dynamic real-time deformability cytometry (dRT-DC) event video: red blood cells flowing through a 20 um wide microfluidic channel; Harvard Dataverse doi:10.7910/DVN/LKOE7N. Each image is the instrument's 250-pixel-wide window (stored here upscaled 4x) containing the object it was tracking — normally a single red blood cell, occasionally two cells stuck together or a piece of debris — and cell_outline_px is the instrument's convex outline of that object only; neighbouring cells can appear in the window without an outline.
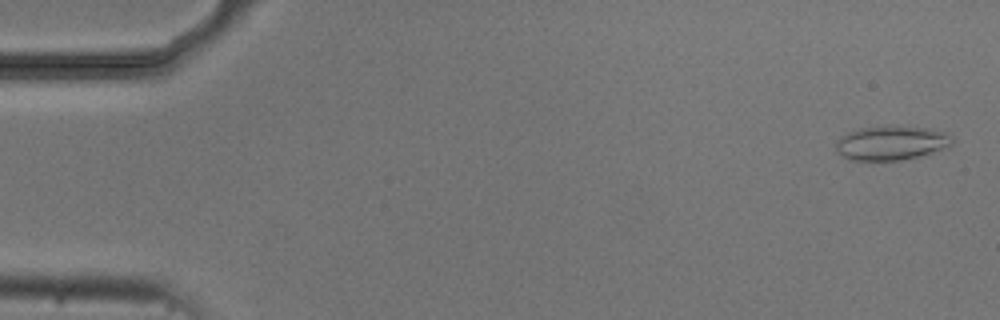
{"species": "common noctule bat (a hibernating species)", "species_latin": "Nyctalus noctula", "temperature_condition": "cold", "stored_images_in_passage": 13, "camera_frame_rate_fps": 3000, "um_per_image_px": 0.085, "animal": {"sex": "male", "body_mass_g": 20.5, "forearm_length_mm": 52.5}, "frame": {"image": 1, "passage_image": 1, "time_ms": 0.0, "image_size_px": [1000, 320], "cell_outline_px": [[956, 140], [948, 148], [900, 160], [848, 160], [836, 148], [836, 140], [840, 136], [848, 132], [860, 128], [928, 128], [944, 132]], "centroid_in_image_um": [75.77, 12.18], "position_along_channel_um": 9.2, "area_um2": 22.48}}
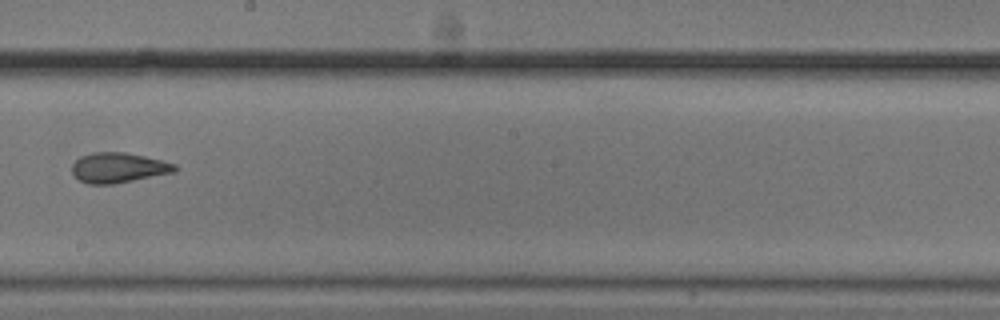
{"frame": {"image": 2, "passage_image": 8, "time_ms": 9.667, "image_size_px": [1000, 320], "cell_outline_px": [[180, 168], [176, 172], [116, 184], [88, 184], [80, 180], [72, 172], [72, 164], [80, 156], [92, 152], [124, 152], [144, 156], [176, 164]], "centroid_in_image_um": [10.09, 14.26], "position_along_channel_um": 238.1, "area_um2": 18.21}}
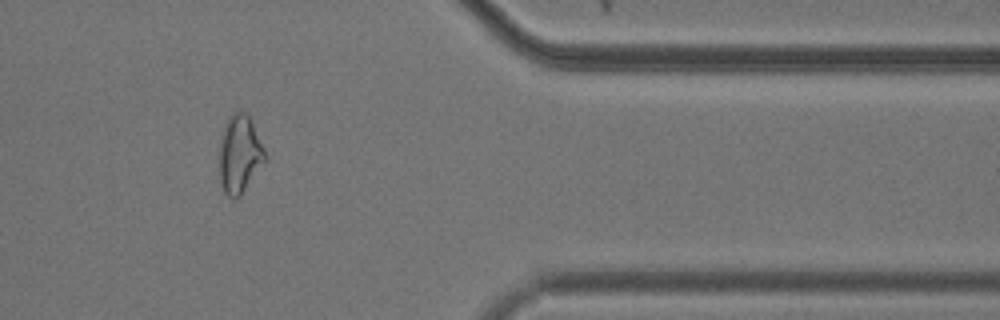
{"frame": {"image": 3, "passage_image": 12, "time_ms": 14.333, "image_size_px": [1000, 320], "cell_outline_px": [[268, 156], [240, 196], [228, 196], [224, 192], [220, 180], [220, 144], [224, 124], [228, 116], [232, 112], [240, 108], [248, 116]], "centroid_in_image_um": [20.36, 13.05], "position_along_channel_um": 391.0, "area_um2": 20.46}, "authors_computed_cell_mechanics": {"area_um2": 19.363, "velocity_mm_per_s": 3.7164, "shape_relaxation_time_tau1_ms": null, "shape_relaxation_time_tau2_ms": 1.3059, "deformation_change_tau1": null, "deformation_change_tau2": 0.0581}}